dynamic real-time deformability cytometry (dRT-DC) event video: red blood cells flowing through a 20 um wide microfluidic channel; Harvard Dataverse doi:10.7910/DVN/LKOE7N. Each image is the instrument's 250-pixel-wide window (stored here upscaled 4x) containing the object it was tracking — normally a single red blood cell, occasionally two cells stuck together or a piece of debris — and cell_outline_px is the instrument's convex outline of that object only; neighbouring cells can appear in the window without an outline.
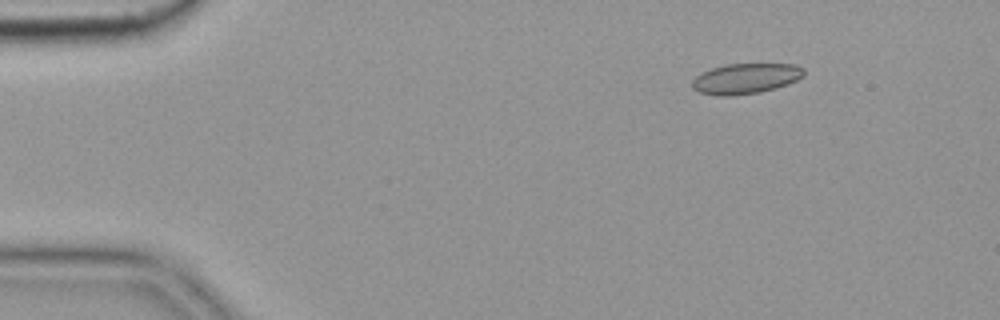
{"species": "common noctule bat (a hibernating species)", "species_latin": "Nyctalus noctula", "temperature_condition": "cold", "stored_images_in_passage": 49, "camera_frame_rate_fps": 3000, "um_per_image_px": 0.085, "animal": {"sex": "female", "body_mass_g": 19.9}, "frame": {"image": 1, "passage_image": 1, "time_ms": 0.0, "image_size_px": [1000, 320], "cell_outline_px": [[804, 76], [788, 84], [776, 88], [760, 92], [728, 96], [720, 96], [700, 92], [692, 88], [692, 80], [700, 72], [712, 68], [728, 64], [796, 64], [804, 68]], "centroid_in_image_um": [63.39, 6.67], "position_along_channel_um": 21.6, "area_um2": 19.83}}
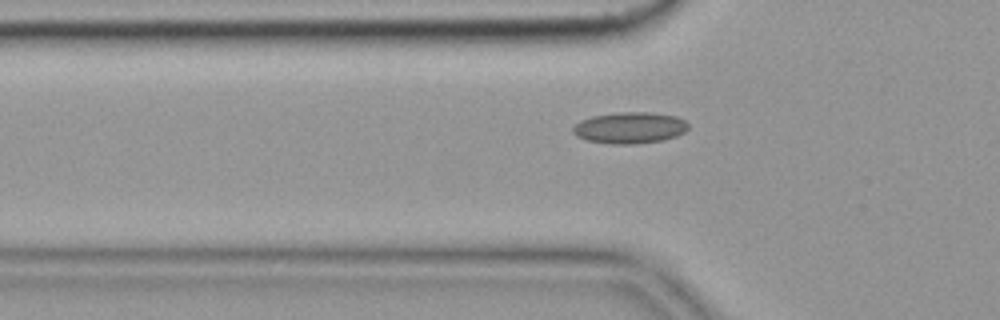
{"frame": {"image": 2, "passage_image": 12, "time_ms": 3.667, "image_size_px": [1000, 320], "cell_outline_px": [[688, 128], [684, 132], [676, 136], [664, 140], [636, 144], [612, 144], [588, 140], [576, 136], [572, 132], [572, 128], [580, 120], [592, 116], [620, 112], [652, 112], [676, 116], [684, 120], [688, 124]], "centroid_in_image_um": [53.53, 10.86], "position_along_channel_um": 72.3, "area_um2": 21.15}}
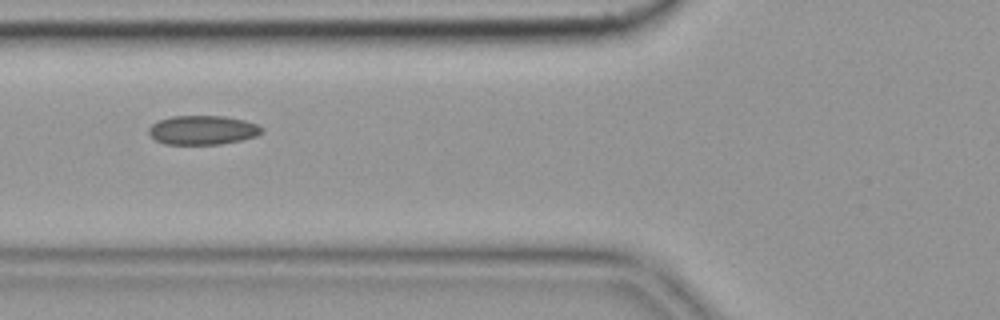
{"frame": {"image": 3, "passage_image": 15, "time_ms": 4.667, "image_size_px": [1000, 320], "cell_outline_px": [[264, 132], [256, 136], [240, 140], [220, 144], [164, 144], [156, 140], [148, 132], [148, 128], [152, 124], [160, 120], [172, 116], [224, 116], [244, 120], [256, 124], [264, 128]], "centroid_in_image_um": [17.24, 11.05], "position_along_channel_um": 108.6, "area_um2": 19.13}, "authors_computed_cell_mechanics": {"area_um2": 19.2474, "velocity_mm_per_s": 3.6175, "shape_relaxation_time_tau1_ms": null, "shape_relaxation_time_tau2_ms": 2.4095, "deformation_change_tau1": null, "deformation_change_tau2": 0.0732}}